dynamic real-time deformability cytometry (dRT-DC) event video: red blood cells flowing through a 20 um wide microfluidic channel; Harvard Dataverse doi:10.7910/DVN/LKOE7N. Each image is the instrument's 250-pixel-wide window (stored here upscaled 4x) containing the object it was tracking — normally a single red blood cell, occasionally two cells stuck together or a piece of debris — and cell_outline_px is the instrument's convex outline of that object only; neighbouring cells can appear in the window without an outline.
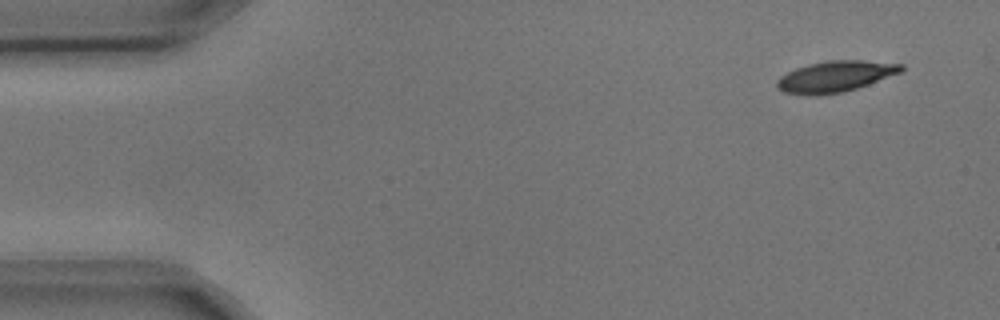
{"species": "common noctule bat (a hibernating species)", "species_latin": "Nyctalus noctula", "temperature_condition": "cold", "stored_images_in_passage": 4, "camera_frame_rate_fps": 3000, "um_per_image_px": 0.085, "animal": {"sex": "male", "body_mass_g": 17.9, "forearm_length_mm": 54.2}, "frame": {"image": 1, "passage_image": 1, "time_ms": 0.0, "image_size_px": [1000, 320], "cell_outline_px": [[904, 68], [900, 72], [868, 84], [856, 88], [840, 92], [816, 96], [812, 96], [784, 92], [776, 88], [776, 80], [780, 76], [796, 68], [808, 64], [828, 60], [864, 60], [904, 64]], "centroid_in_image_um": [70.96, 6.49], "position_along_channel_um": 14.0, "area_um2": 22.43}}